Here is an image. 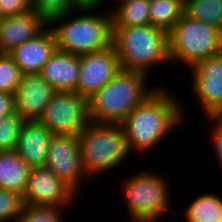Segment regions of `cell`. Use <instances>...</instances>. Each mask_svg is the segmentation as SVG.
Wrapping results in <instances>:
<instances>
[{"label": "cell", "mask_w": 222, "mask_h": 222, "mask_svg": "<svg viewBox=\"0 0 222 222\" xmlns=\"http://www.w3.org/2000/svg\"><path fill=\"white\" fill-rule=\"evenodd\" d=\"M161 86L121 123L130 153H150L186 118L180 98Z\"/></svg>", "instance_id": "obj_1"}, {"label": "cell", "mask_w": 222, "mask_h": 222, "mask_svg": "<svg viewBox=\"0 0 222 222\" xmlns=\"http://www.w3.org/2000/svg\"><path fill=\"white\" fill-rule=\"evenodd\" d=\"M97 9L99 10V8L78 7L67 15L55 17L48 22L58 50L81 56L104 50L112 45L110 10L99 13ZM72 13L77 16L74 15L70 19ZM66 18L70 20L65 21Z\"/></svg>", "instance_id": "obj_2"}, {"label": "cell", "mask_w": 222, "mask_h": 222, "mask_svg": "<svg viewBox=\"0 0 222 222\" xmlns=\"http://www.w3.org/2000/svg\"><path fill=\"white\" fill-rule=\"evenodd\" d=\"M147 74L122 69L89 97L91 121L121 124L157 87L147 86Z\"/></svg>", "instance_id": "obj_3"}, {"label": "cell", "mask_w": 222, "mask_h": 222, "mask_svg": "<svg viewBox=\"0 0 222 222\" xmlns=\"http://www.w3.org/2000/svg\"><path fill=\"white\" fill-rule=\"evenodd\" d=\"M112 45L122 69L149 75L148 72L157 65H171L169 34L152 24L112 26Z\"/></svg>", "instance_id": "obj_4"}, {"label": "cell", "mask_w": 222, "mask_h": 222, "mask_svg": "<svg viewBox=\"0 0 222 222\" xmlns=\"http://www.w3.org/2000/svg\"><path fill=\"white\" fill-rule=\"evenodd\" d=\"M78 139L84 172L89 180L111 171L130 155L119 123L91 121Z\"/></svg>", "instance_id": "obj_5"}, {"label": "cell", "mask_w": 222, "mask_h": 222, "mask_svg": "<svg viewBox=\"0 0 222 222\" xmlns=\"http://www.w3.org/2000/svg\"><path fill=\"white\" fill-rule=\"evenodd\" d=\"M222 53V31L213 24L183 14L169 33L171 64L191 68L195 63Z\"/></svg>", "instance_id": "obj_6"}, {"label": "cell", "mask_w": 222, "mask_h": 222, "mask_svg": "<svg viewBox=\"0 0 222 222\" xmlns=\"http://www.w3.org/2000/svg\"><path fill=\"white\" fill-rule=\"evenodd\" d=\"M167 180L161 174L141 170L123 181L122 194L130 221L158 222L170 212L171 188Z\"/></svg>", "instance_id": "obj_7"}, {"label": "cell", "mask_w": 222, "mask_h": 222, "mask_svg": "<svg viewBox=\"0 0 222 222\" xmlns=\"http://www.w3.org/2000/svg\"><path fill=\"white\" fill-rule=\"evenodd\" d=\"M38 121L54 135L79 136L91 122L89 98L56 91Z\"/></svg>", "instance_id": "obj_8"}, {"label": "cell", "mask_w": 222, "mask_h": 222, "mask_svg": "<svg viewBox=\"0 0 222 222\" xmlns=\"http://www.w3.org/2000/svg\"><path fill=\"white\" fill-rule=\"evenodd\" d=\"M45 167L69 185L78 195L85 180L78 136L53 135Z\"/></svg>", "instance_id": "obj_9"}, {"label": "cell", "mask_w": 222, "mask_h": 222, "mask_svg": "<svg viewBox=\"0 0 222 222\" xmlns=\"http://www.w3.org/2000/svg\"><path fill=\"white\" fill-rule=\"evenodd\" d=\"M189 70L191 90L205 117L222 114V53L195 63Z\"/></svg>", "instance_id": "obj_10"}, {"label": "cell", "mask_w": 222, "mask_h": 222, "mask_svg": "<svg viewBox=\"0 0 222 222\" xmlns=\"http://www.w3.org/2000/svg\"><path fill=\"white\" fill-rule=\"evenodd\" d=\"M79 195L46 167L30 168L23 202L33 206H70Z\"/></svg>", "instance_id": "obj_11"}, {"label": "cell", "mask_w": 222, "mask_h": 222, "mask_svg": "<svg viewBox=\"0 0 222 222\" xmlns=\"http://www.w3.org/2000/svg\"><path fill=\"white\" fill-rule=\"evenodd\" d=\"M121 70L120 60L113 45L80 56V71L76 93L91 97Z\"/></svg>", "instance_id": "obj_12"}, {"label": "cell", "mask_w": 222, "mask_h": 222, "mask_svg": "<svg viewBox=\"0 0 222 222\" xmlns=\"http://www.w3.org/2000/svg\"><path fill=\"white\" fill-rule=\"evenodd\" d=\"M55 92L40 74H23L14 93L16 113L23 121L38 120Z\"/></svg>", "instance_id": "obj_13"}, {"label": "cell", "mask_w": 222, "mask_h": 222, "mask_svg": "<svg viewBox=\"0 0 222 222\" xmlns=\"http://www.w3.org/2000/svg\"><path fill=\"white\" fill-rule=\"evenodd\" d=\"M48 27V22L38 13H25L0 19V53H9L23 42L37 37Z\"/></svg>", "instance_id": "obj_14"}, {"label": "cell", "mask_w": 222, "mask_h": 222, "mask_svg": "<svg viewBox=\"0 0 222 222\" xmlns=\"http://www.w3.org/2000/svg\"><path fill=\"white\" fill-rule=\"evenodd\" d=\"M53 133L38 120L23 121L15 151L30 167H45Z\"/></svg>", "instance_id": "obj_15"}, {"label": "cell", "mask_w": 222, "mask_h": 222, "mask_svg": "<svg viewBox=\"0 0 222 222\" xmlns=\"http://www.w3.org/2000/svg\"><path fill=\"white\" fill-rule=\"evenodd\" d=\"M56 49L54 34L47 27L37 37L23 42L8 54L23 74H40L43 66Z\"/></svg>", "instance_id": "obj_16"}, {"label": "cell", "mask_w": 222, "mask_h": 222, "mask_svg": "<svg viewBox=\"0 0 222 222\" xmlns=\"http://www.w3.org/2000/svg\"><path fill=\"white\" fill-rule=\"evenodd\" d=\"M80 56L56 49L40 75L55 91L76 92Z\"/></svg>", "instance_id": "obj_17"}, {"label": "cell", "mask_w": 222, "mask_h": 222, "mask_svg": "<svg viewBox=\"0 0 222 222\" xmlns=\"http://www.w3.org/2000/svg\"><path fill=\"white\" fill-rule=\"evenodd\" d=\"M29 174L30 167L15 150L0 151V188L23 196Z\"/></svg>", "instance_id": "obj_18"}, {"label": "cell", "mask_w": 222, "mask_h": 222, "mask_svg": "<svg viewBox=\"0 0 222 222\" xmlns=\"http://www.w3.org/2000/svg\"><path fill=\"white\" fill-rule=\"evenodd\" d=\"M184 211L185 222H222V197L212 192L201 194Z\"/></svg>", "instance_id": "obj_19"}, {"label": "cell", "mask_w": 222, "mask_h": 222, "mask_svg": "<svg viewBox=\"0 0 222 222\" xmlns=\"http://www.w3.org/2000/svg\"><path fill=\"white\" fill-rule=\"evenodd\" d=\"M115 8V9H114ZM109 7L112 26H141L150 24V0H126Z\"/></svg>", "instance_id": "obj_20"}, {"label": "cell", "mask_w": 222, "mask_h": 222, "mask_svg": "<svg viewBox=\"0 0 222 222\" xmlns=\"http://www.w3.org/2000/svg\"><path fill=\"white\" fill-rule=\"evenodd\" d=\"M184 14V0H150V24L168 34Z\"/></svg>", "instance_id": "obj_21"}, {"label": "cell", "mask_w": 222, "mask_h": 222, "mask_svg": "<svg viewBox=\"0 0 222 222\" xmlns=\"http://www.w3.org/2000/svg\"><path fill=\"white\" fill-rule=\"evenodd\" d=\"M184 14L222 31V0H184Z\"/></svg>", "instance_id": "obj_22"}, {"label": "cell", "mask_w": 222, "mask_h": 222, "mask_svg": "<svg viewBox=\"0 0 222 222\" xmlns=\"http://www.w3.org/2000/svg\"><path fill=\"white\" fill-rule=\"evenodd\" d=\"M64 206H33L24 204L16 222H66Z\"/></svg>", "instance_id": "obj_23"}, {"label": "cell", "mask_w": 222, "mask_h": 222, "mask_svg": "<svg viewBox=\"0 0 222 222\" xmlns=\"http://www.w3.org/2000/svg\"><path fill=\"white\" fill-rule=\"evenodd\" d=\"M30 3L31 10L41 15L47 22L78 8L75 0H30Z\"/></svg>", "instance_id": "obj_24"}, {"label": "cell", "mask_w": 222, "mask_h": 222, "mask_svg": "<svg viewBox=\"0 0 222 222\" xmlns=\"http://www.w3.org/2000/svg\"><path fill=\"white\" fill-rule=\"evenodd\" d=\"M23 73L8 53H0V92L15 93Z\"/></svg>", "instance_id": "obj_25"}, {"label": "cell", "mask_w": 222, "mask_h": 222, "mask_svg": "<svg viewBox=\"0 0 222 222\" xmlns=\"http://www.w3.org/2000/svg\"><path fill=\"white\" fill-rule=\"evenodd\" d=\"M22 122L16 112L0 117V151L15 150Z\"/></svg>", "instance_id": "obj_26"}, {"label": "cell", "mask_w": 222, "mask_h": 222, "mask_svg": "<svg viewBox=\"0 0 222 222\" xmlns=\"http://www.w3.org/2000/svg\"><path fill=\"white\" fill-rule=\"evenodd\" d=\"M23 206L22 195L0 188V222H16Z\"/></svg>", "instance_id": "obj_27"}, {"label": "cell", "mask_w": 222, "mask_h": 222, "mask_svg": "<svg viewBox=\"0 0 222 222\" xmlns=\"http://www.w3.org/2000/svg\"><path fill=\"white\" fill-rule=\"evenodd\" d=\"M207 121L211 122L209 139L212 141L214 153L216 155L219 165L222 166V114H216L207 117ZM211 134V135H210Z\"/></svg>", "instance_id": "obj_28"}, {"label": "cell", "mask_w": 222, "mask_h": 222, "mask_svg": "<svg viewBox=\"0 0 222 222\" xmlns=\"http://www.w3.org/2000/svg\"><path fill=\"white\" fill-rule=\"evenodd\" d=\"M31 10L30 0H0V17L18 15Z\"/></svg>", "instance_id": "obj_29"}, {"label": "cell", "mask_w": 222, "mask_h": 222, "mask_svg": "<svg viewBox=\"0 0 222 222\" xmlns=\"http://www.w3.org/2000/svg\"><path fill=\"white\" fill-rule=\"evenodd\" d=\"M14 112H16L15 95L13 93L0 92V117Z\"/></svg>", "instance_id": "obj_30"}, {"label": "cell", "mask_w": 222, "mask_h": 222, "mask_svg": "<svg viewBox=\"0 0 222 222\" xmlns=\"http://www.w3.org/2000/svg\"><path fill=\"white\" fill-rule=\"evenodd\" d=\"M106 0H75L78 7H90V8H100L104 6L103 4Z\"/></svg>", "instance_id": "obj_31"}, {"label": "cell", "mask_w": 222, "mask_h": 222, "mask_svg": "<svg viewBox=\"0 0 222 222\" xmlns=\"http://www.w3.org/2000/svg\"><path fill=\"white\" fill-rule=\"evenodd\" d=\"M130 222H155V221H130Z\"/></svg>", "instance_id": "obj_32"}]
</instances>
